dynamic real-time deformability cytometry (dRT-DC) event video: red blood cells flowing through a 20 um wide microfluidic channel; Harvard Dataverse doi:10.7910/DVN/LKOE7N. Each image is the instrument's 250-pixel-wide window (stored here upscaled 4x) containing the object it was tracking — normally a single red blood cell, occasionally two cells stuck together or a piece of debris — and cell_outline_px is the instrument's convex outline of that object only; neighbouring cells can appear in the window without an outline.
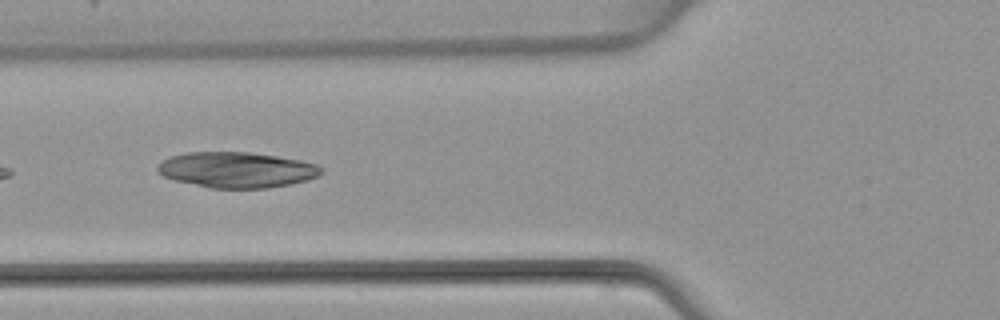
{"species": "common noctule bat (a hibernating species)", "species_latin": "Nyctalus noctula", "temperature_condition": "warm", "stored_images_in_passage": 5, "camera_frame_rate_fps": 3000, "um_per_image_px": 0.085, "animal": {"sex": "female", "body_mass_g": 22.7, "forearm_length_mm": 54.2}, "frame": {"image": 1, "passage_image": 5, "time_ms": 4.667, "image_size_px": [1000, 320], "cell_outline_px": [[324, 172], [308, 180], [268, 188], [208, 188], [172, 180], [164, 176], [156, 168], [164, 160], [172, 156], [188, 152], [248, 152], [276, 156], [300, 160], [316, 164], [324, 168]], "centroid_in_image_um": [20.13, 14.44], "position_along_channel_um": 105.7, "area_um2": 33.93}}